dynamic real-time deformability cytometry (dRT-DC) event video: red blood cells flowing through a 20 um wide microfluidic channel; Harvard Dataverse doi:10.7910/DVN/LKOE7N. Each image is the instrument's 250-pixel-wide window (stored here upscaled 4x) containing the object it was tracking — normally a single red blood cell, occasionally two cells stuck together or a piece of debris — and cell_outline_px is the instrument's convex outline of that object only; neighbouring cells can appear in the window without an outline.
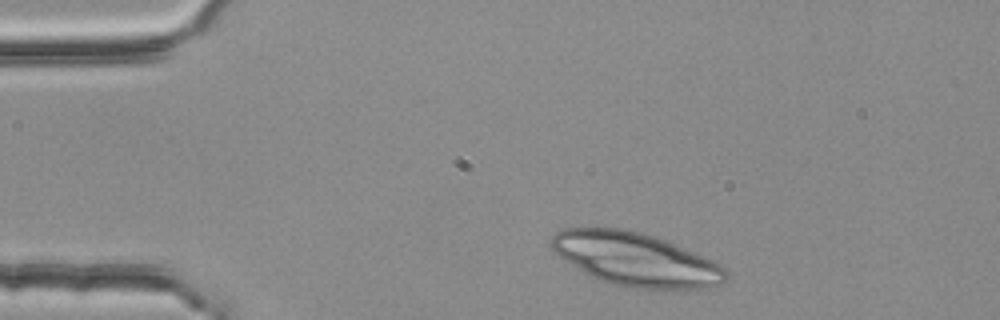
{"species": "common noctule bat (a hibernating species)", "species_latin": "Nyctalus noctula", "temperature_condition": "room temperature", "stored_images_in_passage": 4, "camera_frame_rate_fps": 3000, "um_per_image_px": 0.085, "animal": {"sex": "female", "body_mass_g": 25.1}, "frame": {"image": 1, "passage_image": 4, "time_ms": 1.0, "image_size_px": [1000, 320], "cell_outline_px": [[728, 276], [720, 284], [708, 288], [680, 292], [632, 288], [612, 284], [600, 280], [584, 272], [564, 260], [548, 244], [552, 236], [556, 232], [564, 228], [620, 228], [640, 232], [668, 240], [712, 260], [728, 268]], "centroid_in_image_um": [54.11, 22.08], "position_along_channel_um": 30.9, "area_um2": 55.26}}